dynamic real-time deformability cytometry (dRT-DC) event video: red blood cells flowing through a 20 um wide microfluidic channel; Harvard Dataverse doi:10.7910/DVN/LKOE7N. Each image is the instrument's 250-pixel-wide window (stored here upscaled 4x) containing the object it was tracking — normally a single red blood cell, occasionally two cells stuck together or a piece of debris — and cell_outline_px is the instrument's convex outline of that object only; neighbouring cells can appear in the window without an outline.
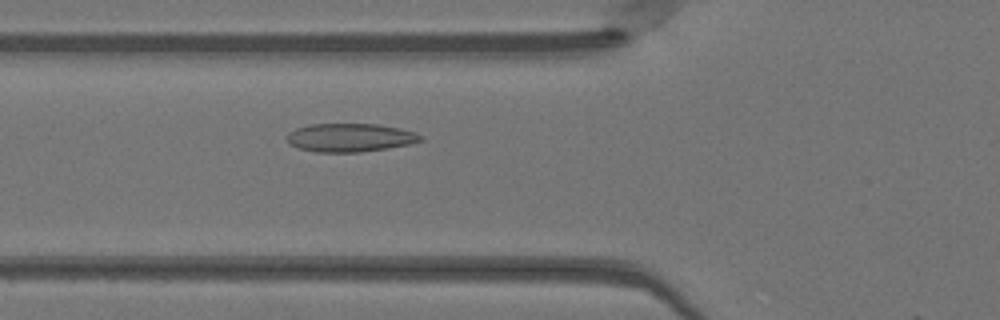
{"species": "Egyptian fruit bat (a non-hibernating species)", "species_latin": "Rousettus aegyptiacus", "temperature_condition": "warm", "stored_images_in_passage": 48, "camera_frame_rate_fps": 3000, "um_per_image_px": 0.085, "animal": {"sex": "female"}, "frame": {"image": 1, "passage_image": 16, "time_ms": 5.0, "image_size_px": [1000, 320], "cell_outline_px": [[424, 140], [408, 144], [360, 152], [316, 152], [300, 148], [288, 144], [284, 136], [288, 132], [296, 128], [308, 124], [376, 124], [400, 128], [416, 132], [424, 136]], "centroid_in_image_um": [29.72, 11.69], "position_along_channel_um": 96.1, "area_um2": 22.25}}
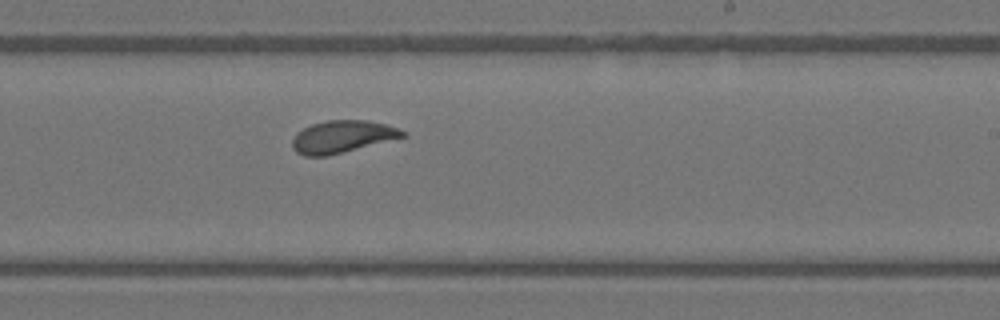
{"frame": {"image": 2, "passage_image": 28, "time_ms": 9.0, "image_size_px": [1000, 320], "cell_outline_px": [[404, 136], [328, 156], [304, 156], [296, 152], [292, 148], [292, 140], [296, 132], [312, 124], [328, 120], [368, 120], [384, 124], [396, 128], [404, 132]], "centroid_in_image_um": [29.0, 11.62], "position_along_channel_um": 260.0, "area_um2": 20.4}}
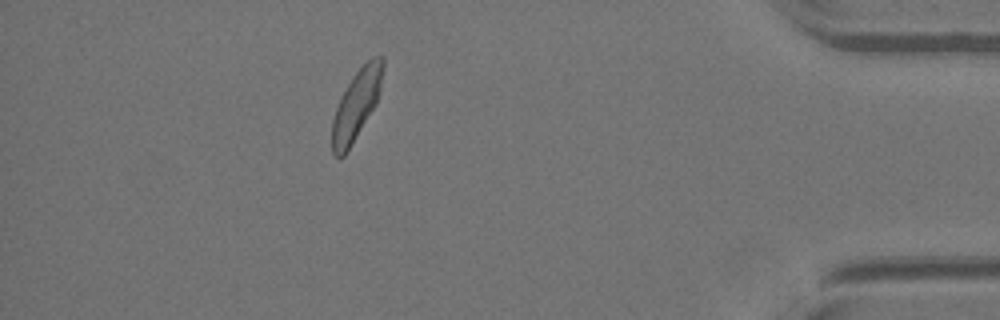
{"frame": {"image": 3, "passage_image": 42, "time_ms": 13.667, "image_size_px": [1000, 320], "cell_outline_px": [[384, 64], [380, 92], [376, 104], [344, 156], [340, 160], [332, 152], [332, 120], [336, 108], [352, 76], [372, 56], [384, 56]], "centroid_in_image_um": [30.3, 8.9], "position_along_channel_um": 404.9, "area_um2": 20.4}, "authors_computed_cell_mechanics": {"area_um2": 21.4727, "velocity_mm_per_s": 4.0902, "shape_relaxation_time_tau1_ms": 2.8993, "shape_relaxation_time_tau2_ms": 0.7343, "deformation_change_tau1": 0.1197, "deformation_change_tau2": 0.0574}}